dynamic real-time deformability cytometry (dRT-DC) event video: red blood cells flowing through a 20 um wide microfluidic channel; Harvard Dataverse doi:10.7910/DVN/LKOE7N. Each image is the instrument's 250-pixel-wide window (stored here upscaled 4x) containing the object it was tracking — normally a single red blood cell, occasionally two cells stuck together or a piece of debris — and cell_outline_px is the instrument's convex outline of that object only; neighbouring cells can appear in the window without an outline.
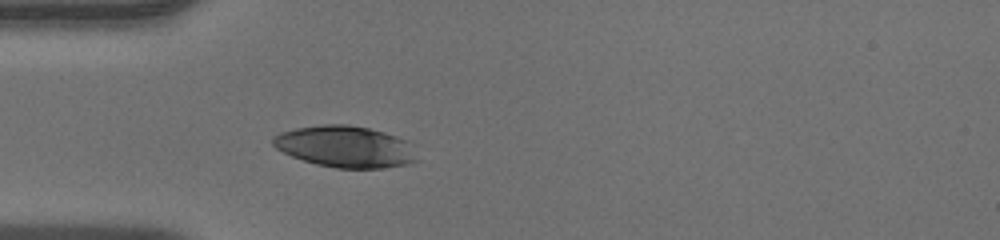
{"species": "human", "species_latin": "Homo sapiens", "temperature_condition": "warm", "stored_images_in_passage": 34, "camera_frame_rate_fps": 3000, "um_per_image_px": 0.085, "donor": {"sex": "male"}, "frame": {"image": 1, "passage_image": 1, "time_ms": 0.0, "image_size_px": [1000, 240], "cell_outline_px": [[416, 160], [408, 164], [380, 168], [336, 168], [316, 164], [292, 156], [276, 148], [272, 144], [272, 136], [280, 132], [296, 128], [324, 124], [348, 124], [368, 128], [384, 132], [408, 140]], "centroid_in_image_um": [29.31, 12.45], "position_along_channel_um": 55.7, "area_um2": 34.62}}
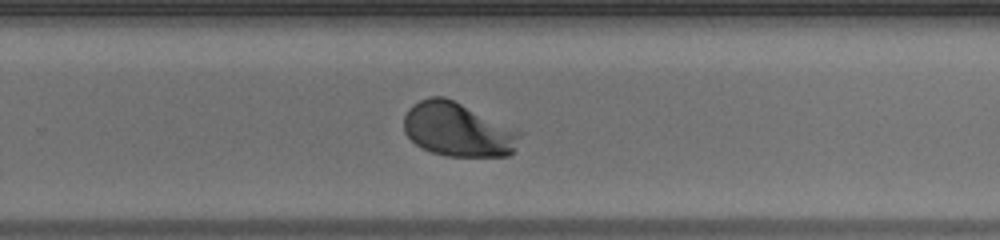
{"frame": {"image": 2, "passage_image": 18, "time_ms": 5.667, "image_size_px": [1000, 240], "cell_outline_px": [[520, 132], [512, 152], [508, 156], [444, 156], [432, 152], [416, 144], [404, 132], [404, 116], [408, 108], [412, 104], [428, 96], [444, 96]], "centroid_in_image_um": [38.83, 11.01], "position_along_channel_um": 291.0, "area_um2": 35.66}}
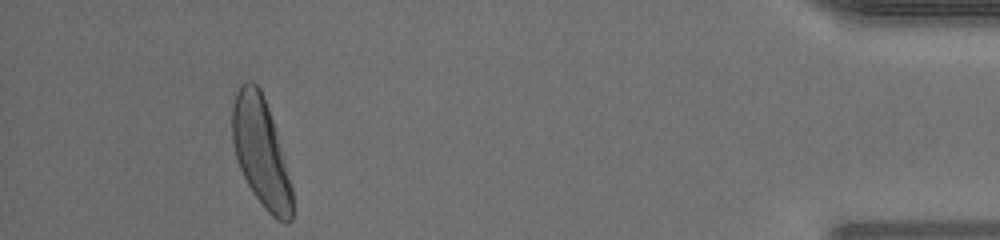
{"frame": {"image": 3, "passage_image": 31, "time_ms": 10.0, "image_size_px": [1000, 240], "cell_outline_px": [[292, 220], [288, 224], [272, 216], [264, 208], [252, 192], [240, 168], [236, 156], [232, 140], [232, 104], [236, 92], [240, 84], [244, 80], [252, 80], [260, 88], [268, 108], [276, 132], [292, 188]], "centroid_in_image_um": [22.15, 12.9], "position_along_channel_um": 413.0, "area_um2": 37.69}}